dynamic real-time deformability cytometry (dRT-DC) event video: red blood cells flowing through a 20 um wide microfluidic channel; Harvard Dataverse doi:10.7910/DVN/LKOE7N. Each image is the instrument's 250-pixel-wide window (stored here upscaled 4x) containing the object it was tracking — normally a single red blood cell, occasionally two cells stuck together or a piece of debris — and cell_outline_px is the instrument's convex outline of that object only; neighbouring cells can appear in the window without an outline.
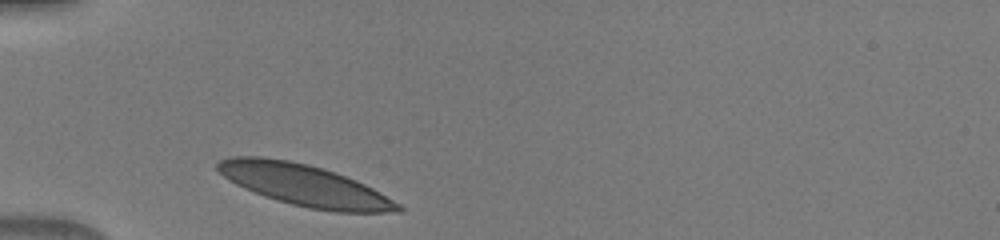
{"species": "human", "species_latin": "Homo sapiens", "temperature_condition": "warm", "stored_images_in_passage": 24, "camera_frame_rate_fps": 3000, "um_per_image_px": 0.085, "donor": {"sex": "male"}, "frame": {"image": 1, "passage_image": 1, "time_ms": 0.0, "image_size_px": [1000, 240], "cell_outline_px": [[404, 208], [400, 212], [336, 212], [308, 208], [276, 200], [264, 196], [244, 188], [228, 180], [216, 168], [216, 164], [220, 160], [228, 156], [260, 156], [288, 160], [308, 164], [336, 172], [356, 180], [380, 192], [400, 204]], "centroid_in_image_um": [25.87, 15.74], "position_along_channel_um": 59.1, "area_um2": 43.52}}
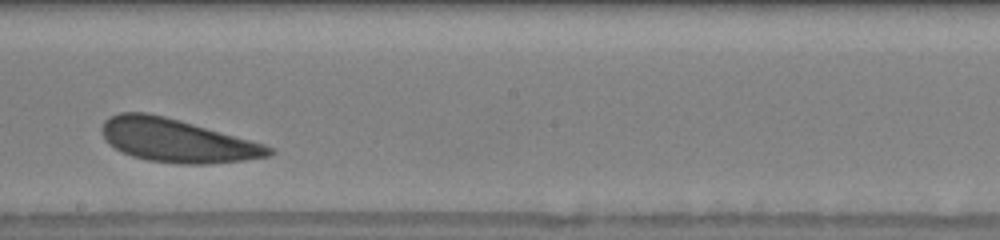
{"frame": {"image": 2, "passage_image": 11, "time_ms": 3.333, "image_size_px": [1000, 240], "cell_outline_px": [[276, 152], [268, 156], [244, 160], [208, 164], [180, 164], [148, 160], [132, 156], [120, 152], [108, 144], [104, 140], [100, 128], [104, 120], [120, 112], [148, 112], [164, 116], [264, 144], [272, 148]], "centroid_in_image_um": [14.97, 11.95], "position_along_channel_um": 233.2, "area_um2": 41.96}}
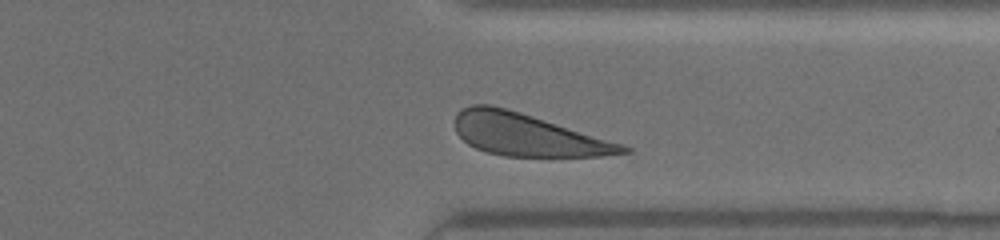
{"frame": {"image": 3, "passage_image": 21, "time_ms": 6.667, "image_size_px": [1000, 240], "cell_outline_px": [[632, 152], [600, 156], [504, 156], [488, 152], [476, 148], [468, 144], [456, 132], [456, 112], [472, 104], [488, 104], [520, 112], [624, 144], [632, 148]], "centroid_in_image_um": [44.85, 11.46], "position_along_channel_um": 366.5, "area_um2": 40.92}}